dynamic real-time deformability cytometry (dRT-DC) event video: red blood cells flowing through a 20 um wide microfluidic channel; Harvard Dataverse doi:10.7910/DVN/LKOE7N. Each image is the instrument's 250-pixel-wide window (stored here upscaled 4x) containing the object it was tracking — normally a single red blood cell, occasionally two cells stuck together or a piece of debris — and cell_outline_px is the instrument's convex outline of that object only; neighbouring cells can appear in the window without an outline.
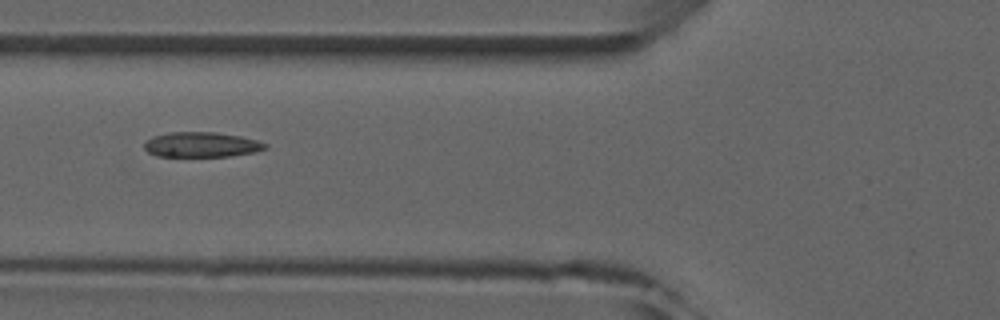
{"species": "common noctule bat (a hibernating species)", "species_latin": "Nyctalus noctula", "temperature_condition": "room temperature", "stored_images_in_passage": 3, "camera_frame_rate_fps": 3000, "um_per_image_px": 0.085, "animal": {"sex": "male", "forearm_length_mm": 52.5}, "frame": {"image": 1, "passage_image": 3, "time_ms": 2.333, "image_size_px": [1000, 320], "cell_outline_px": [[268, 148], [252, 152], [232, 156], [156, 156], [148, 152], [144, 148], [144, 140], [152, 136], [172, 132], [216, 132], [240, 136], [256, 140], [268, 144]], "centroid_in_image_um": [17.1, 12.29], "position_along_channel_um": 108.7, "area_um2": 17.69}}